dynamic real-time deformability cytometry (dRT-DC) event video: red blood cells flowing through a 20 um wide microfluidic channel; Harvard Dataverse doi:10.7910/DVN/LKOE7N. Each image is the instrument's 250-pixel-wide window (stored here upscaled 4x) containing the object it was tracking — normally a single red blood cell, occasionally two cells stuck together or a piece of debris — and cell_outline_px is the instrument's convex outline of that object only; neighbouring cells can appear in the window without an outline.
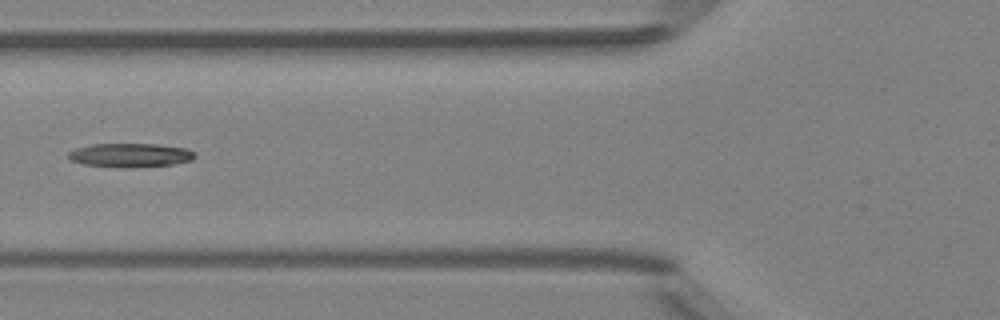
{"species": "Egyptian fruit bat (a non-hibernating species)", "species_latin": "Rousettus aegyptiacus", "temperature_condition": "room temperature", "stored_images_in_passage": 6, "camera_frame_rate_fps": 3000, "um_per_image_px": 0.085, "animal": {"sex": "female"}, "frame": {"image": 1, "passage_image": 5, "time_ms": 4.667, "image_size_px": [1000, 320], "cell_outline_px": [[196, 156], [192, 160], [172, 164], [84, 164], [72, 160], [68, 156], [68, 152], [76, 148], [92, 144], [156, 144], [188, 148]], "centroid_in_image_um": [11.1, 13.11], "position_along_channel_um": 114.7, "area_um2": 16.18}}
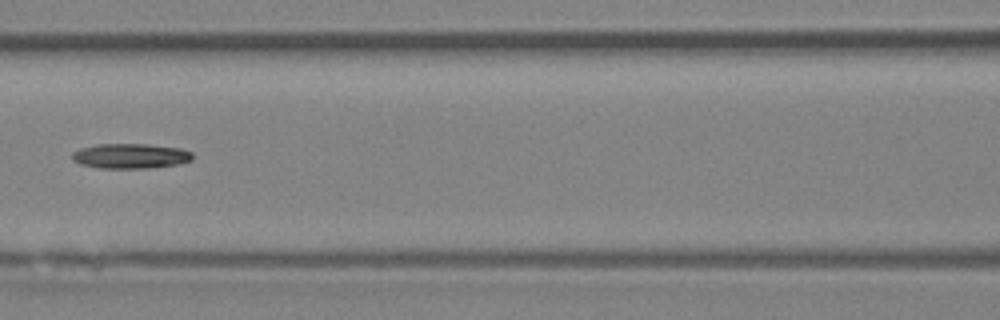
{"frame": {"image": 2, "passage_image": 6, "time_ms": 5.667, "image_size_px": [1000, 320], "cell_outline_px": [[192, 160], [176, 164], [148, 168], [100, 168], [80, 164], [72, 160], [72, 152], [80, 148], [96, 144], [148, 144], [180, 148], [192, 152]], "centroid_in_image_um": [11.06, 13.25], "position_along_channel_um": 155.5, "area_um2": 17.51}}